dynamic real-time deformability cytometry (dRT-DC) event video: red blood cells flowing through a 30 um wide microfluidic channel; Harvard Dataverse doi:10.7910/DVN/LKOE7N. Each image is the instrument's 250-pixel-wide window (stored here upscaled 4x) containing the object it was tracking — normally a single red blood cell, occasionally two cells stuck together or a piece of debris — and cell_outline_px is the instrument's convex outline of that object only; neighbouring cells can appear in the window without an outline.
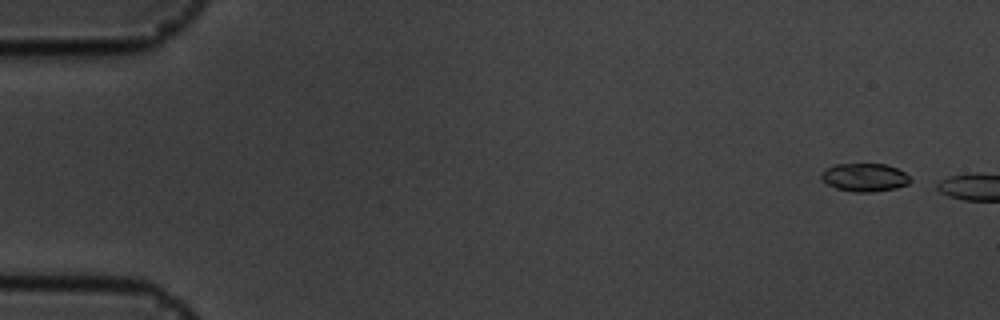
{"species": "common noctule bat (a hibernating species)", "species_latin": "Nyctalus noctula", "temperature_condition": "cold", "stored_images_in_passage": 5, "camera_frame_rate_fps": 3000, "um_per_image_px": 0.085, "animal": {"sex": "male", "body_mass_g": 19.5, "forearm_length_mm": 54.6}, "frame": {"image": 1, "passage_image": 1, "time_ms": 0.0, "image_size_px": [1000, 320], "cell_outline_px": [[912, 180], [908, 184], [896, 188], [872, 192], [852, 192], [836, 188], [820, 180], [820, 172], [836, 164], [884, 164], [896, 168], [904, 172]], "centroid_in_image_um": [73.47, 15.08], "position_along_channel_um": 11.5, "area_um2": 14.62}}